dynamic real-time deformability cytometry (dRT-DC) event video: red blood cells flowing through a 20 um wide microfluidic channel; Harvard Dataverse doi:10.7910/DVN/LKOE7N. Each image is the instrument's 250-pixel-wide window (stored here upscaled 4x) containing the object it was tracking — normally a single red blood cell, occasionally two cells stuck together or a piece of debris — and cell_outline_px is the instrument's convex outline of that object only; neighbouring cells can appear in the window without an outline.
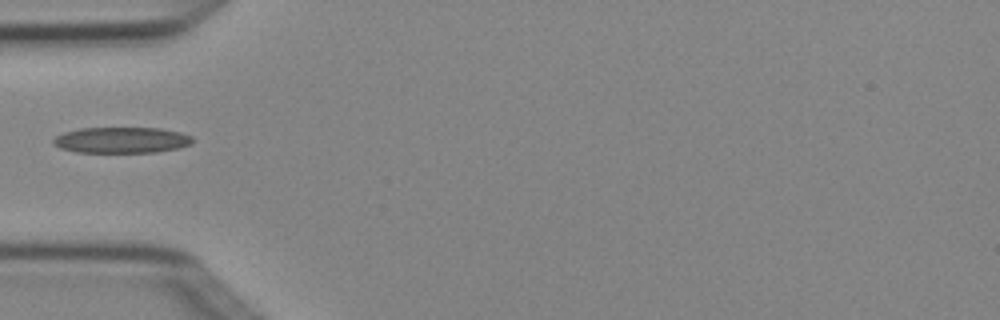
{"species": "Egyptian fruit bat (a non-hibernating species)", "species_latin": "Rousettus aegyptiacus", "temperature_condition": "cold", "stored_images_in_passage": 5, "camera_frame_rate_fps": 3000, "um_per_image_px": 0.085, "animal": {"sex": "female"}, "frame": {"image": 1, "passage_image": 4, "time_ms": 1.0, "image_size_px": [1000, 320], "cell_outline_px": [[192, 144], [176, 148], [156, 152], [76, 152], [60, 148], [52, 144], [52, 140], [56, 136], [64, 132], [80, 128], [160, 128], [180, 132], [192, 136]], "centroid_in_image_um": [10.3, 11.9], "position_along_channel_um": 74.7, "area_um2": 21.04}}
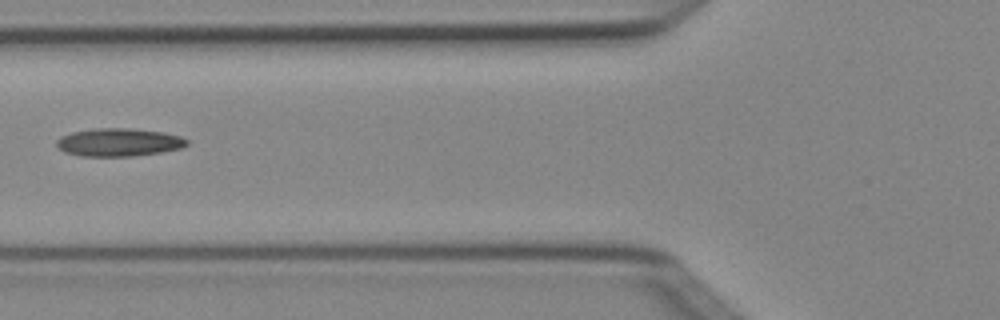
{"frame": {"image": 2, "passage_image": 5, "time_ms": 1.333, "image_size_px": [1000, 320], "cell_outline_px": [[188, 144], [180, 148], [160, 152], [132, 156], [80, 156], [64, 152], [56, 144], [56, 140], [60, 136], [72, 132], [92, 128], [128, 128], [164, 132], [180, 136], [188, 140]], "centroid_in_image_um": [10.07, 12.09], "position_along_channel_um": 115.7, "area_um2": 21.27}}